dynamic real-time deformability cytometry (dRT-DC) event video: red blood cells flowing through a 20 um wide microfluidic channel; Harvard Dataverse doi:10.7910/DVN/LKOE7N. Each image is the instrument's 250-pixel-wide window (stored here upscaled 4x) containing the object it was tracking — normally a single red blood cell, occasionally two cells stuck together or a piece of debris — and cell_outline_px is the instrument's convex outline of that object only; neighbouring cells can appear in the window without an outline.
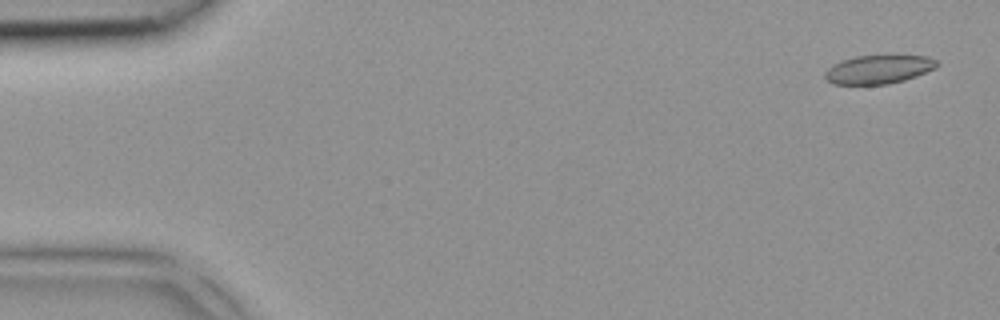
{"species": "common noctule bat (a hibernating species)", "species_latin": "Nyctalus noctula", "temperature_condition": "room temperature", "stored_images_in_passage": 4, "camera_frame_rate_fps": 3000, "um_per_image_px": 0.085, "animal": {"sex": "female", "body_mass_g": 18.4}, "frame": {"image": 1, "passage_image": 1, "time_ms": 0.0, "image_size_px": [1000, 320], "cell_outline_px": [[940, 64], [936, 68], [916, 76], [904, 80], [888, 84], [832, 84], [824, 76], [824, 72], [832, 64], [840, 60], [856, 56], [884, 52], [892, 52], [928, 56], [936, 60]], "centroid_in_image_um": [74.73, 5.82], "position_along_channel_um": 10.3, "area_um2": 19.83}}
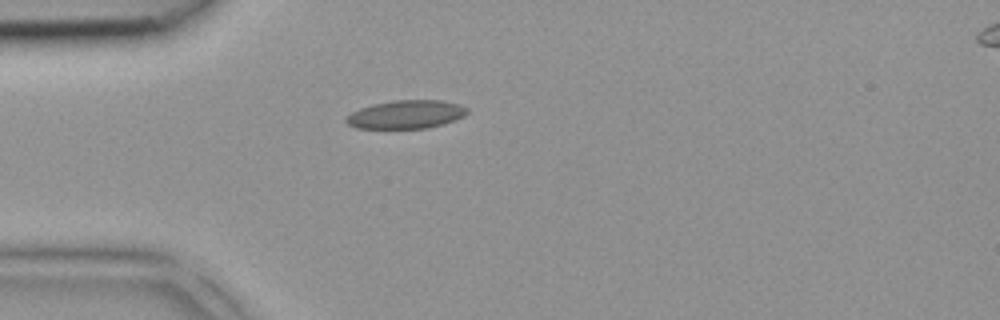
{"frame": {"image": 2, "passage_image": 4, "time_ms": 1.0, "image_size_px": [1000, 320], "cell_outline_px": [[468, 112], [464, 116], [444, 124], [428, 128], [356, 128], [348, 124], [344, 120], [352, 112], [360, 108], [372, 104], [392, 100], [440, 100], [460, 104], [468, 108]], "centroid_in_image_um": [34.53, 9.72], "position_along_channel_um": 50.5, "area_um2": 20.06}}